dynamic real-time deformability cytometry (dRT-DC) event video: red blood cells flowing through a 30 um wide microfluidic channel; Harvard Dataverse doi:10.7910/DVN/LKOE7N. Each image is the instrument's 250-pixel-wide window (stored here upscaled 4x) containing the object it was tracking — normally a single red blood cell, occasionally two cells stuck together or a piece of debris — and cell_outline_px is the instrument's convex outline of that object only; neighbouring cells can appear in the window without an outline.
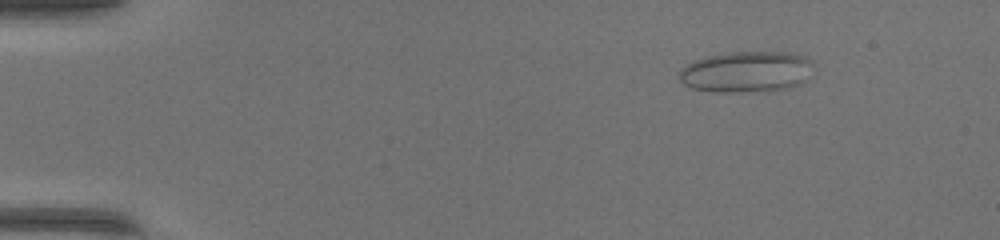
{"species": "common noctule bat (a hibernating species)", "species_latin": "Nyctalus noctula", "temperature_condition": "warm", "stored_images_in_passage": 46, "camera_frame_rate_fps": 3000, "um_per_image_px": 0.085, "animal": {"sex": "female", "body_mass_g": 17.0, "forearm_length_mm": 48.0}, "frame": {"image": 1, "passage_image": 3, "time_ms": 0.667, "image_size_px": [1000, 240], "cell_outline_px": [[812, 64], [808, 80], [804, 84], [772, 92], [712, 92], [692, 88], [684, 84], [680, 80], [680, 72], [692, 60], [708, 56], [732, 52], [788, 52], [804, 56], [812, 60]], "centroid_in_image_um": [63.51, 6.13], "position_along_channel_um": 21.5, "area_um2": 32.6}}
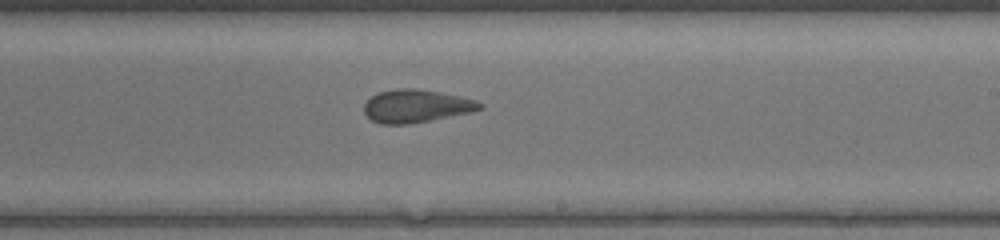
{"frame": {"image": 2, "passage_image": 27, "time_ms": 8.667, "image_size_px": [1000, 240], "cell_outline_px": [[484, 108], [472, 112], [408, 124], [380, 124], [372, 120], [364, 112], [364, 104], [376, 92], [396, 88], [416, 88], [440, 92], [460, 96], [476, 100], [484, 104]], "centroid_in_image_um": [35.39, 9.0], "position_along_channel_um": 253.6, "area_um2": 22.31}}
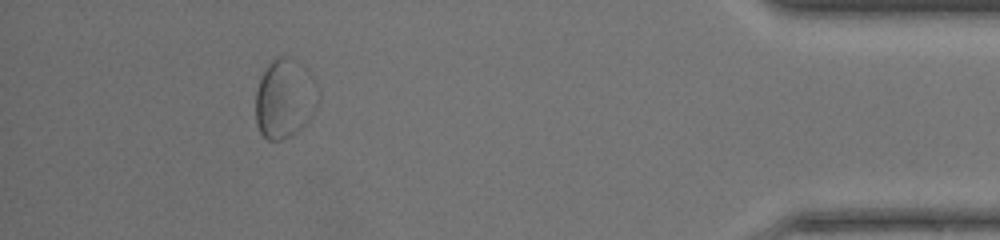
{"frame": {"image": 3, "passage_image": 42, "time_ms": 13.667, "image_size_px": [1000, 240], "cell_outline_px": [[308, 120], [300, 128], [280, 140], [268, 140], [260, 132], [256, 124], [256, 92], [260, 80], [268, 64], [272, 60], [280, 56], [288, 56], [292, 60]], "centroid_in_image_um": [23.76, 8.56], "position_along_channel_um": 411.4, "area_um2": 23.12}, "authors_computed_cell_mechanics": {"area_um2": 23.4957, "velocity_mm_per_s": 4.209, "shape_relaxation_time_tau1_ms": null, "shape_relaxation_time_tau2_ms": 1.1195, "deformation_change_tau1": null, "deformation_change_tau2": 0.0706}}